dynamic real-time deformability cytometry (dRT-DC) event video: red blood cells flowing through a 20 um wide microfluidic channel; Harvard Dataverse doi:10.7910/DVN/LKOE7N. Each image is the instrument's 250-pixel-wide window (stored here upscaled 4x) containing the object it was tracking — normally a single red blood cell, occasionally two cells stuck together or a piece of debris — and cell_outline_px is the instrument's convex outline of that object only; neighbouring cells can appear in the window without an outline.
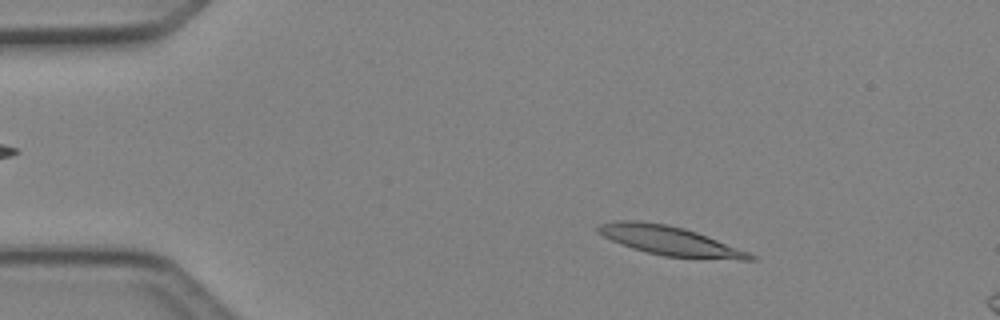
{"species": "Egyptian fruit bat (a non-hibernating species)", "species_latin": "Rousettus aegyptiacus", "temperature_condition": "cold", "stored_images_in_passage": 13, "camera_frame_rate_fps": 3000, "um_per_image_px": 0.085, "animal": {"sex": "female"}, "frame": {"image": 1, "passage_image": 7, "time_ms": 2.0, "image_size_px": [1000, 320], "cell_outline_px": [[756, 260], [740, 260], [664, 256], [632, 248], [620, 244], [596, 232], [596, 228], [600, 224], [620, 220], [640, 220], [668, 224], [684, 228], [696, 232], [748, 252], [756, 256]], "centroid_in_image_um": [56.9, 20.45], "position_along_channel_um": 28.1, "area_um2": 25.61}}